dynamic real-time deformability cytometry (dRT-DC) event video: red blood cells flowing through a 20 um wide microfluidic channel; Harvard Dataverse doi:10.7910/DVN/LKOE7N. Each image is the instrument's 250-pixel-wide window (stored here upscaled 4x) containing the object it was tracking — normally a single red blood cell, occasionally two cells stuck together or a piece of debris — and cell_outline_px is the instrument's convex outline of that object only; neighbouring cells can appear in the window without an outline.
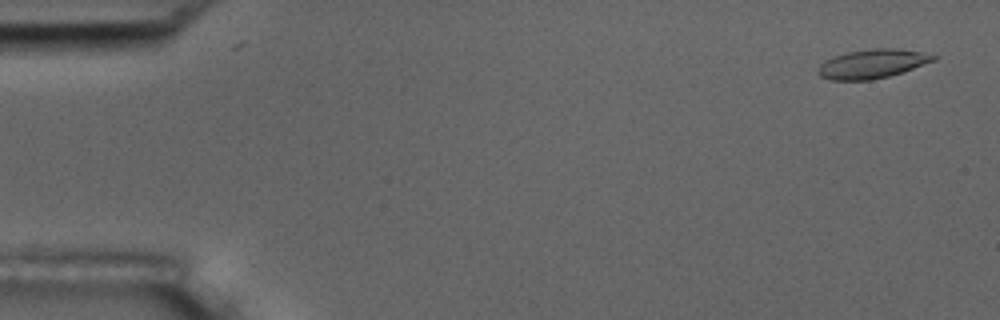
{"species": "common noctule bat (a hibernating species)", "species_latin": "Nyctalus noctula", "temperature_condition": "room temperature", "stored_images_in_passage": 6, "camera_frame_rate_fps": 3000, "um_per_image_px": 0.085, "animal": {"sex": "male", "body_mass_g": 17.5, "forearm_length_mm": 52.3}, "frame": {"image": 1, "passage_image": 1, "time_ms": 0.0, "image_size_px": [1000, 320], "cell_outline_px": [[936, 60], [888, 76], [872, 80], [832, 80], [820, 76], [816, 72], [820, 64], [836, 56], [848, 52], [872, 48], [896, 48], [920, 52], [936, 56]], "centroid_in_image_um": [74.12, 5.43], "position_along_channel_um": 10.9, "area_um2": 19.13}}
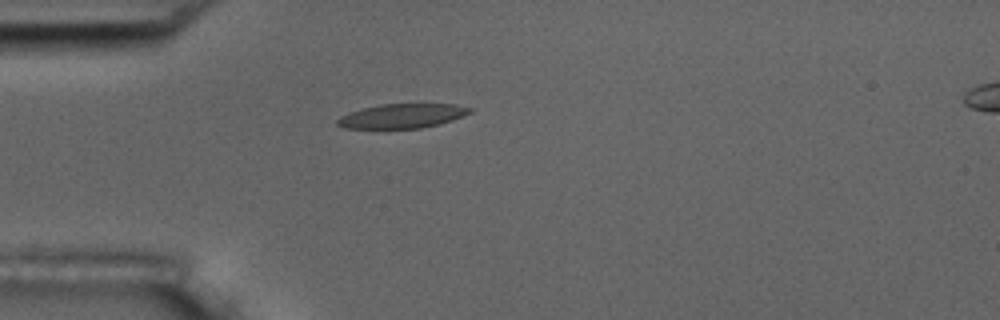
{"frame": {"image": 2, "passage_image": 5, "time_ms": 4.333, "image_size_px": [1000, 320], "cell_outline_px": [[472, 112], [452, 120], [440, 124], [420, 128], [344, 128], [336, 124], [336, 120], [340, 116], [348, 112], [380, 104], [456, 104], [472, 108]], "centroid_in_image_um": [34.17, 9.85], "position_along_channel_um": 50.8, "area_um2": 18.79}}